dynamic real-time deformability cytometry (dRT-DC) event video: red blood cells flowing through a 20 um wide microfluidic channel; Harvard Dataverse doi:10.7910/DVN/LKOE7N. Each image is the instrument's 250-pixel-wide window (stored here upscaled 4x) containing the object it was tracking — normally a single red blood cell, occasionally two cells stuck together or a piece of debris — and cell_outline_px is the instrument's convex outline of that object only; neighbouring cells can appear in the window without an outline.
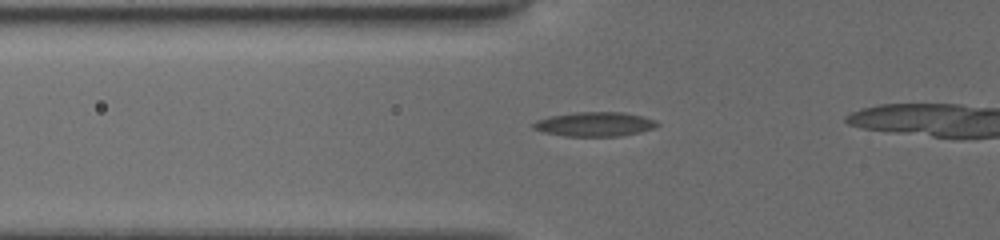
{"species": "common noctule bat (a hibernating species)", "species_latin": "Nyctalus noctula", "temperature_condition": "cold", "stored_images_in_passage": 12, "camera_frame_rate_fps": 3000, "um_per_image_px": 0.085, "animal": {"sex": "female", "body_mass_g": 19.5, "forearm_length_mm": 54.1}, "frame": {"image": 1, "passage_image": 6, "time_ms": 1.667, "image_size_px": [1000, 240], "cell_outline_px": [[660, 124], [652, 128], [640, 132], [620, 136], [564, 136], [544, 132], [532, 128], [532, 124], [536, 120], [552, 116], [576, 112], [624, 112], [656, 120]], "centroid_in_image_um": [50.54, 10.56], "position_along_channel_um": 75.3, "area_um2": 17.46}}
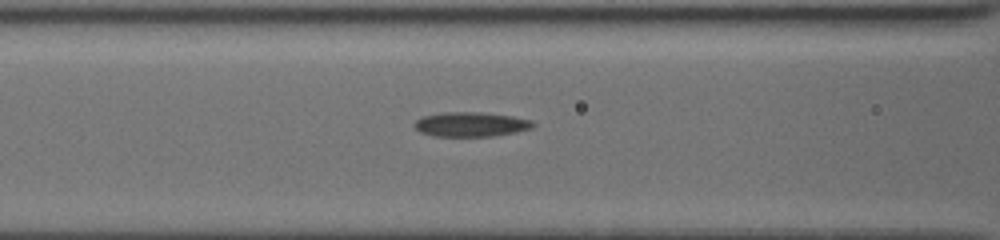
{"frame": {"image": 2, "passage_image": 10, "time_ms": 3.0, "image_size_px": [1000, 240], "cell_outline_px": [[536, 124], [532, 128], [516, 132], [492, 136], [436, 136], [420, 132], [412, 124], [416, 120], [424, 116], [444, 112], [480, 112], [512, 116], [532, 120]], "centroid_in_image_um": [40.04, 10.56], "position_along_channel_um": 126.6, "area_um2": 16.94}}